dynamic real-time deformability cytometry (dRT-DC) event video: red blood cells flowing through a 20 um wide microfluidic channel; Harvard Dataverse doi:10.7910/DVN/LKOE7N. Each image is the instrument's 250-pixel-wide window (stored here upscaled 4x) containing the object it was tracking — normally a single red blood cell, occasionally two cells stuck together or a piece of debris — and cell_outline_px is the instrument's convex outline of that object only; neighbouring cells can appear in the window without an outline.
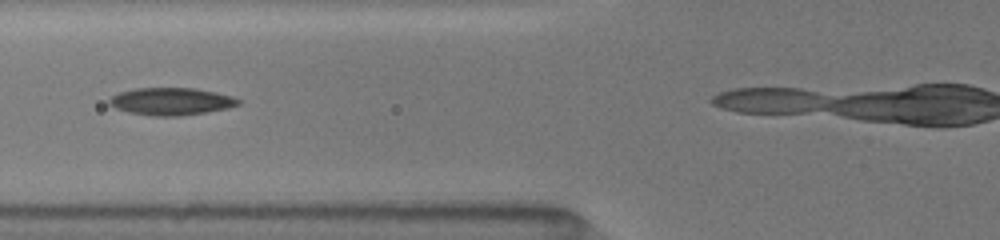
{"species": "common noctule bat (a hibernating species)", "species_latin": "Nyctalus noctula", "temperature_condition": "room temperature", "stored_images_in_passage": 12, "camera_frame_rate_fps": 3000, "um_per_image_px": 0.085, "animal": {"sex": "female", "body_mass_g": 19.5, "forearm_length_mm": 54.1}, "frame": {"image": 1, "passage_image": 9, "time_ms": 2.667, "image_size_px": [1000, 240], "cell_outline_px": [[240, 104], [228, 108], [180, 116], [152, 116], [128, 112], [116, 108], [108, 104], [108, 100], [112, 96], [120, 92], [136, 88], [196, 88], [216, 92], [232, 96], [240, 100]], "centroid_in_image_um": [14.54, 8.62], "position_along_channel_um": 111.3, "area_um2": 20.58}}